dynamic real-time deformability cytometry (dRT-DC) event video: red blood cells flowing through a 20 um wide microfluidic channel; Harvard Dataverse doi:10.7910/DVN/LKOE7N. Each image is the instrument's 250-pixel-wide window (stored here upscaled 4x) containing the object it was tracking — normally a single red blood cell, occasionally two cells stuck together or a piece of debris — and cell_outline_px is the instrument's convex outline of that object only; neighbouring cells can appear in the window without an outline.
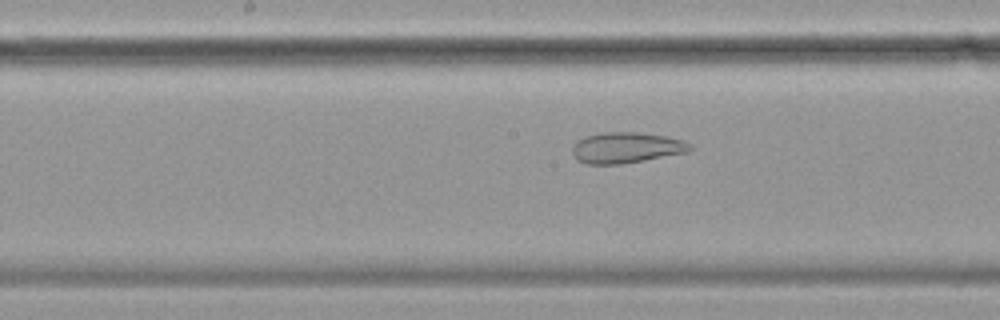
{"species": "common noctule bat (a hibernating species)", "species_latin": "Nyctalus noctula", "temperature_condition": "cold", "stored_images_in_passage": 58, "camera_frame_rate_fps": 3000, "um_per_image_px": 0.085, "animal": {"sex": "female", "body_mass_g": 19.9}, "frame": {"image": 1, "passage_image": 29, "time_ms": 9.333, "image_size_px": [1000, 320], "cell_outline_px": [[692, 148], [688, 152], [644, 160], [620, 164], [588, 164], [576, 160], [572, 152], [572, 148], [576, 140], [584, 136], [600, 132], [636, 132], [664, 136], [684, 140], [692, 144]], "centroid_in_image_um": [53.2, 12.54], "position_along_channel_um": 195.0, "area_um2": 21.27}}
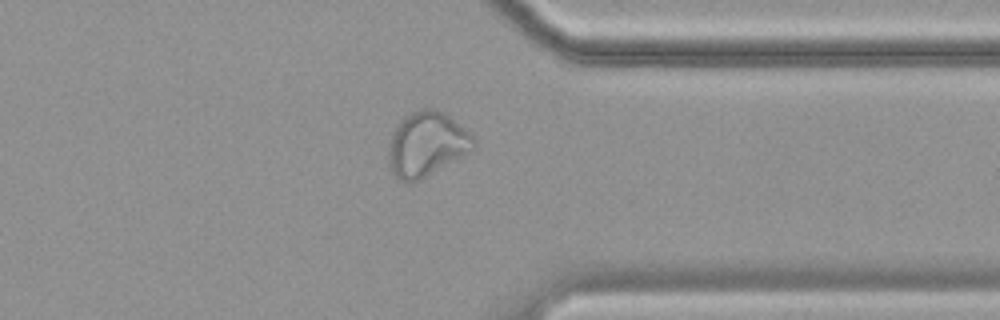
{"frame": {"image": 2, "passage_image": 45, "time_ms": 14.667, "image_size_px": [1000, 320], "cell_outline_px": [[476, 144], [472, 148], [420, 180], [400, 180], [392, 172], [388, 164], [388, 144], [396, 124], [404, 116], [412, 112], [424, 108], [432, 108], [444, 112], [468, 132], [476, 140]], "centroid_in_image_um": [36.2, 12.22], "position_along_channel_um": 375.2, "area_um2": 31.27}}
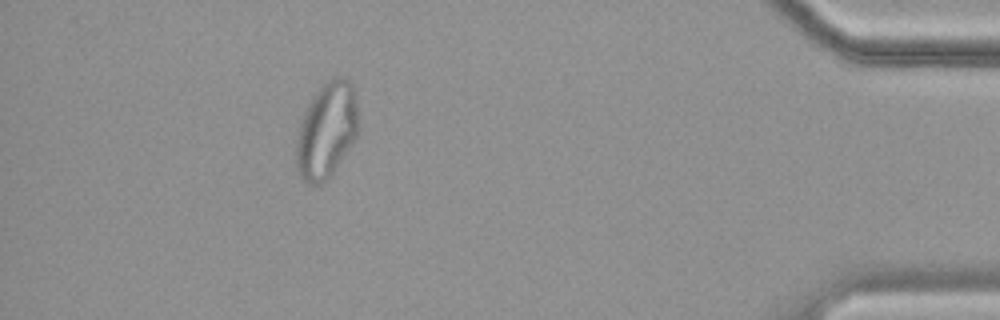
{"frame": {"image": 3, "passage_image": 52, "time_ms": 17.0, "image_size_px": [1000, 320], "cell_outline_px": [[360, 128], [356, 136], [332, 172], [320, 184], [308, 184], [300, 176], [296, 168], [296, 140], [300, 124], [304, 112], [308, 104], [316, 92], [332, 76], [344, 76], [352, 84], [356, 100]], "centroid_in_image_um": [27.76, 11.04], "position_along_channel_um": 407.4, "area_um2": 34.39}}